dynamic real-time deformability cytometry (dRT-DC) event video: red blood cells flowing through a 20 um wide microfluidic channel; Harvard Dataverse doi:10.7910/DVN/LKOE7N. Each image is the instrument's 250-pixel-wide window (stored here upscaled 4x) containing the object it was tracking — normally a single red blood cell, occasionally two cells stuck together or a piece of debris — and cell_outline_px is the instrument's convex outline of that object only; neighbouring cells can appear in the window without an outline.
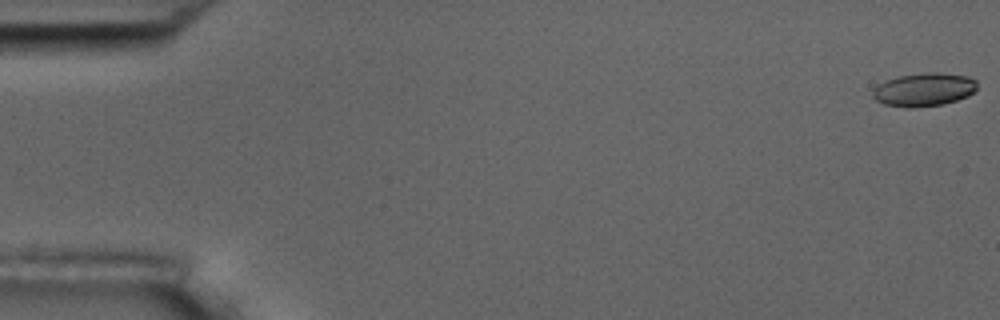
{"species": "common noctule bat (a hibernating species)", "species_latin": "Nyctalus noctula", "temperature_condition": "room temperature", "stored_images_in_passage": 55, "camera_frame_rate_fps": 3000, "um_per_image_px": 0.085, "animal": {"sex": "male", "body_mass_g": 17.5, "forearm_length_mm": 52.3}, "frame": {"image": 1, "passage_image": 1, "time_ms": 0.0, "image_size_px": [1000, 320], "cell_outline_px": [[976, 92], [968, 96], [944, 104], [912, 108], [904, 108], [884, 104], [876, 100], [872, 96], [872, 92], [880, 84], [888, 80], [900, 76], [928, 72], [940, 72], [968, 76], [976, 80]], "centroid_in_image_um": [78.57, 7.62], "position_along_channel_um": 6.4, "area_um2": 20.29}}
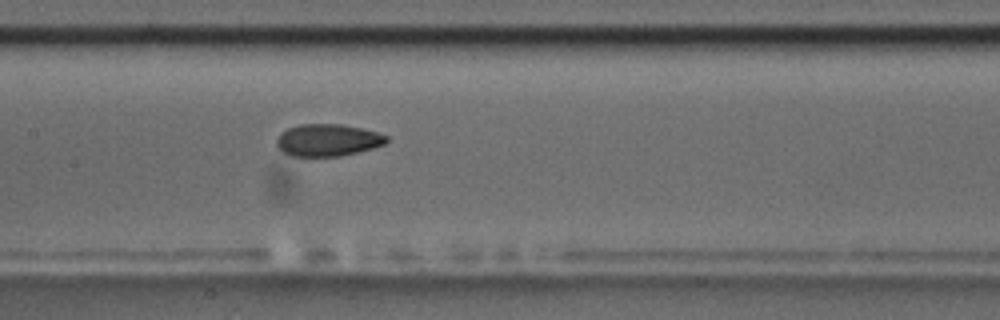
{"frame": {"image": 2, "passage_image": 27, "time_ms": 8.667, "image_size_px": [1000, 320], "cell_outline_px": [[388, 140], [384, 144], [372, 148], [340, 156], [292, 156], [280, 152], [276, 144], [276, 140], [280, 132], [288, 128], [300, 124], [340, 124], [360, 128], [376, 132], [388, 136]], "centroid_in_image_um": [27.8, 11.91], "position_along_channel_um": 179.6, "area_um2": 20.58}}
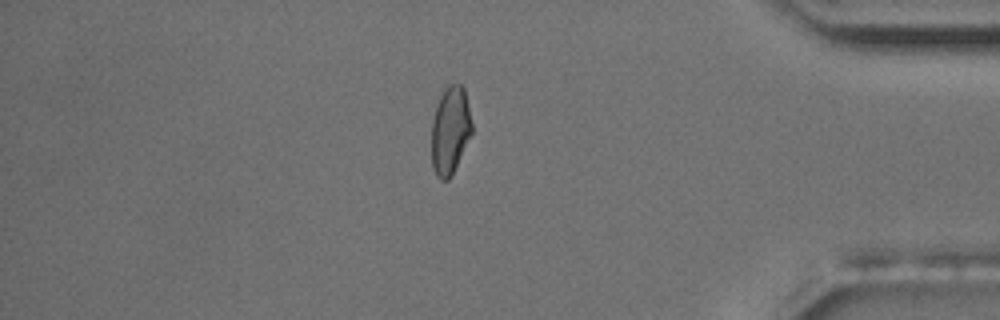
{"frame": {"image": 3, "passage_image": 47, "time_ms": 15.333, "image_size_px": [1000, 320], "cell_outline_px": [[472, 132], [452, 176], [448, 180], [440, 180], [436, 176], [432, 168], [432, 120], [436, 104], [444, 88], [448, 84], [460, 84], [464, 88], [468, 104], [472, 124]], "centroid_in_image_um": [38.26, 11.09], "position_along_channel_um": 396.9, "area_um2": 20.81}, "authors_computed_cell_mechanics": {"area_um2": 20.9236, "velocity_mm_per_s": 3.7334, "shape_relaxation_time_tau1_ms": null, "shape_relaxation_time_tau2_ms": 2.4115, "deformation_change_tau1": null, "deformation_change_tau2": 0.0848}}